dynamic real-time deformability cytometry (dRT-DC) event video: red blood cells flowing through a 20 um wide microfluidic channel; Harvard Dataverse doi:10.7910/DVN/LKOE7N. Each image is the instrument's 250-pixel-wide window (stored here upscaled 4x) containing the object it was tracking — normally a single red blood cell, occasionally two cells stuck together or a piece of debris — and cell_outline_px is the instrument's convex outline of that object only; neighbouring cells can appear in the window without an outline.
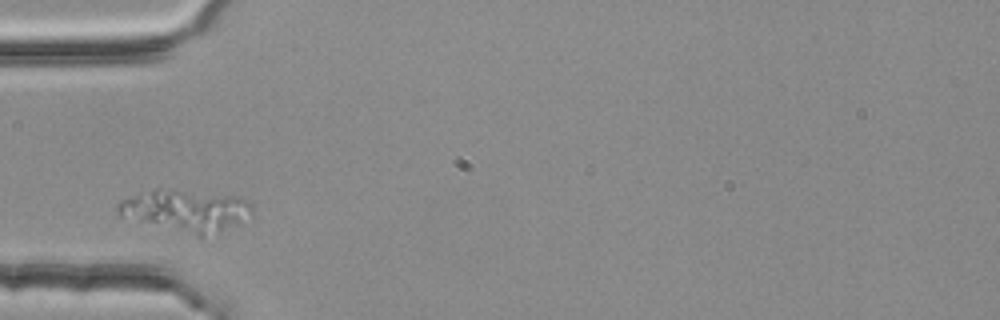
{"species": "common noctule bat (a hibernating species)", "species_latin": "Nyctalus noctula", "temperature_condition": "room temperature", "stored_images_in_passage": 4, "camera_frame_rate_fps": 3000, "um_per_image_px": 0.085, "animal": {"sex": "female", "body_mass_g": 25.1}, "frame": {"image": 1, "passage_image": 1, "time_ms": 0.0, "image_size_px": [1000, 320], "cell_outline_px": [[252, 212], [220, 228], [200, 236], [120, 216], [116, 212], [116, 204], [120, 200], [156, 188], [160, 188], [236, 196], [248, 200], [252, 208]], "centroid_in_image_um": [15.66, 17.83], "position_along_channel_um": 69.3, "area_um2": 30.98}}
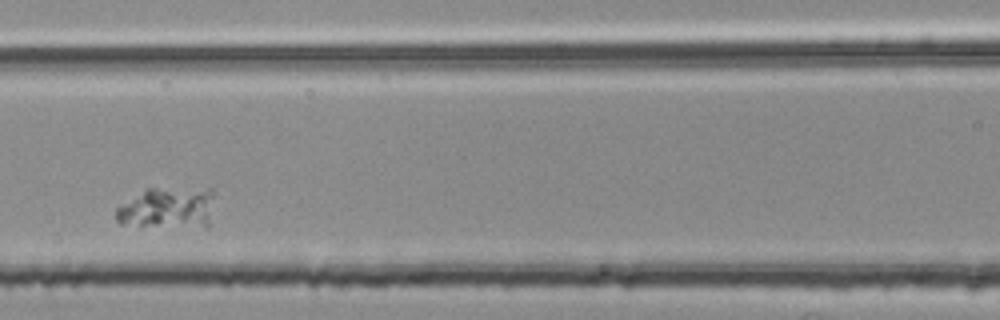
{"frame": {"image": 2, "passage_image": 3, "time_ms": 0.667, "image_size_px": [1000, 320], "cell_outline_px": [[220, 184], [208, 224], [120, 224], [116, 220], [116, 208], [148, 188], [216, 184]], "centroid_in_image_um": [14.44, 17.5], "position_along_channel_um": 152.2, "area_um2": 24.04}}
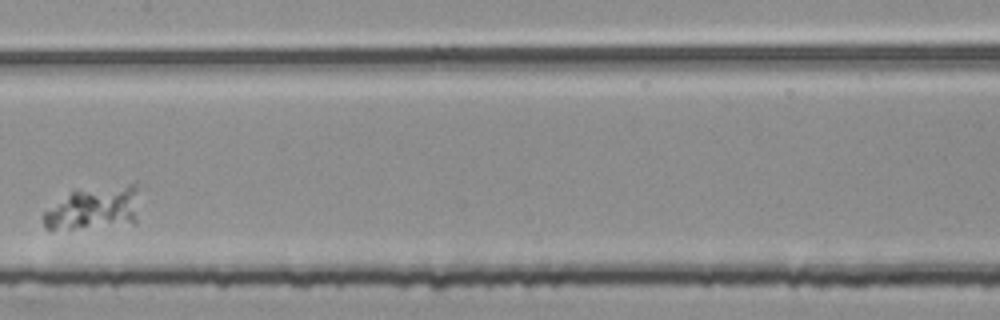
{"frame": {"image": 3, "passage_image": 4, "time_ms": 1.0, "image_size_px": [1000, 320], "cell_outline_px": [[136, 224], [72, 228], [44, 228], [44, 212], [72, 192], [136, 180]], "centroid_in_image_um": [8.08, 17.66], "position_along_channel_um": 199.3, "area_um2": 23.76}}